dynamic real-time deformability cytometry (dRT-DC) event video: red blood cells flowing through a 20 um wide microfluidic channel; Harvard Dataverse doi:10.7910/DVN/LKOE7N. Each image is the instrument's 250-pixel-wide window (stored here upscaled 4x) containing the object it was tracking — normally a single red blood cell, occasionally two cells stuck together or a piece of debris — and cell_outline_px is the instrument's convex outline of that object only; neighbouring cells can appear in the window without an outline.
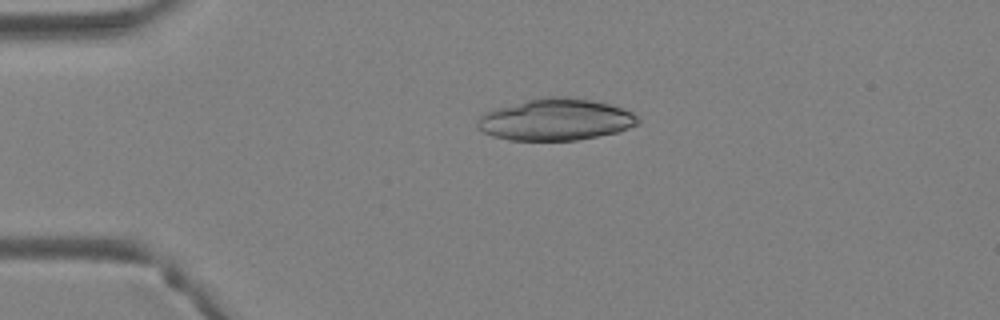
{"species": "Egyptian fruit bat (a non-hibernating species)", "species_latin": "Rousettus aegyptiacus", "temperature_condition": "warm", "stored_images_in_passage": 3, "camera_frame_rate_fps": 3000, "um_per_image_px": 0.085, "animal": {"sex": "female"}, "frame": {"image": 1, "passage_image": 3, "time_ms": 0.667, "image_size_px": [1000, 320], "cell_outline_px": [[640, 124], [616, 132], [576, 140], [508, 140], [492, 136], [484, 132], [476, 124], [480, 116], [484, 112], [496, 108], [528, 100], [548, 96], [564, 96], [592, 100], [624, 108], [632, 112], [640, 120]], "centroid_in_image_um": [47.24, 10.16], "position_along_channel_um": 37.8, "area_um2": 38.84}}